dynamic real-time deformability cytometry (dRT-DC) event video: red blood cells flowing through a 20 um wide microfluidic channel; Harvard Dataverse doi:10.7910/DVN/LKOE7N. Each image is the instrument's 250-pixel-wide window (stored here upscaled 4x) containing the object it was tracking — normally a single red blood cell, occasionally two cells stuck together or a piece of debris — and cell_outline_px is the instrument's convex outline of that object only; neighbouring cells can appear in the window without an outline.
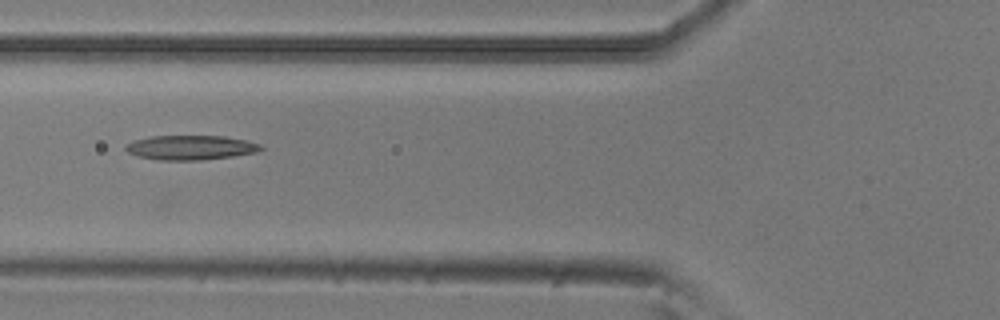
{"species": "common noctule bat (a hibernating species)", "species_latin": "Nyctalus noctula", "temperature_condition": "room temperature", "stored_images_in_passage": 5, "camera_frame_rate_fps": 3000, "um_per_image_px": 0.085, "animal": {"sex": "male", "body_mass_g": 20.5, "forearm_length_mm": 52.5}, "frame": {"image": 1, "passage_image": 5, "time_ms": 1.333, "image_size_px": [1000, 320], "cell_outline_px": [[264, 148], [256, 152], [232, 156], [200, 160], [160, 160], [140, 156], [128, 152], [124, 148], [124, 144], [132, 140], [152, 136], [224, 136], [248, 140], [260, 144]], "centroid_in_image_um": [16.19, 12.53], "position_along_channel_um": 109.6, "area_um2": 19.31}}